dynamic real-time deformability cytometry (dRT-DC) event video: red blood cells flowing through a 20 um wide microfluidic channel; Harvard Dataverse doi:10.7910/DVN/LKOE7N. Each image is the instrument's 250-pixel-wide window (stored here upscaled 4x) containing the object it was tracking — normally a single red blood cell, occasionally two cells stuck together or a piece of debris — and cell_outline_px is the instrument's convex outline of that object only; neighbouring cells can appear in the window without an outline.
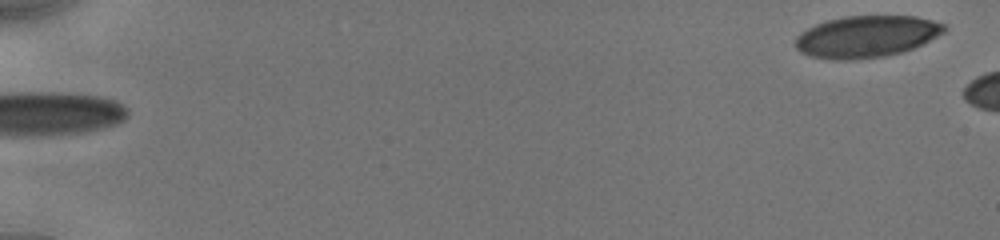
{"species": "human", "species_latin": "Homo sapiens", "temperature_condition": "cold", "stored_images_in_passage": 7, "camera_frame_rate_fps": 3000, "um_per_image_px": 0.085, "donor": {"sex": "male"}, "frame": {"image": 1, "passage_image": 1, "time_ms": 0.0, "image_size_px": [1000, 240], "cell_outline_px": [[948, 28], [944, 32], [912, 48], [900, 52], [884, 56], [812, 56], [800, 52], [796, 48], [796, 36], [800, 32], [816, 24], [828, 20], [844, 16], [916, 16], [932, 20], [944, 24]], "centroid_in_image_um": [73.69, 3.03], "position_along_channel_um": 11.3, "area_um2": 34.68}}